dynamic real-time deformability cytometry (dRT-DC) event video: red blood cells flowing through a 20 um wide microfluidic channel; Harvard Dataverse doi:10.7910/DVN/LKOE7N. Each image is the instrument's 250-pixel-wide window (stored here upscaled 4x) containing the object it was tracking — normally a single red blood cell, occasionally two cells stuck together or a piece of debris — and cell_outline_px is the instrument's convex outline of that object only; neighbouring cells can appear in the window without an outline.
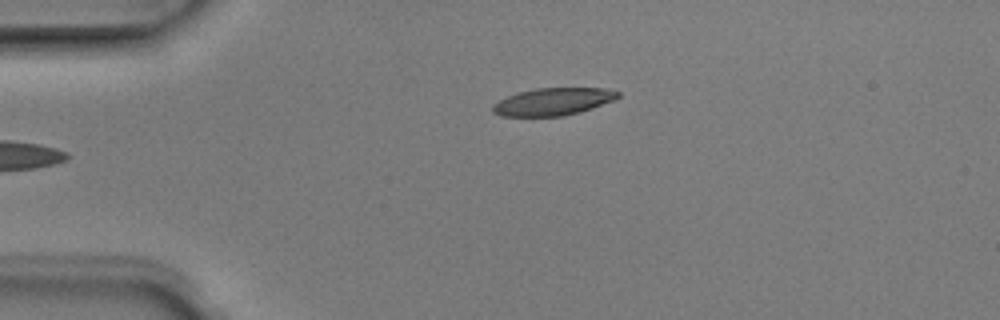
{"species": "Egyptian fruit bat (a non-hibernating species)", "species_latin": "Rousettus aegyptiacus", "temperature_condition": "room temperature", "stored_images_in_passage": 2, "camera_frame_rate_fps": 3000, "um_per_image_px": 0.085, "animal": {"sex": "male"}, "frame": {"image": 1, "passage_image": 2, "time_ms": 0.333, "image_size_px": [1000, 320], "cell_outline_px": [[620, 96], [616, 100], [580, 112], [564, 116], [500, 116], [492, 112], [492, 104], [508, 96], [520, 92], [536, 88], [604, 88], [620, 92]], "centroid_in_image_um": [47.03, 8.64], "position_along_channel_um": 38.0, "area_um2": 20.06}}